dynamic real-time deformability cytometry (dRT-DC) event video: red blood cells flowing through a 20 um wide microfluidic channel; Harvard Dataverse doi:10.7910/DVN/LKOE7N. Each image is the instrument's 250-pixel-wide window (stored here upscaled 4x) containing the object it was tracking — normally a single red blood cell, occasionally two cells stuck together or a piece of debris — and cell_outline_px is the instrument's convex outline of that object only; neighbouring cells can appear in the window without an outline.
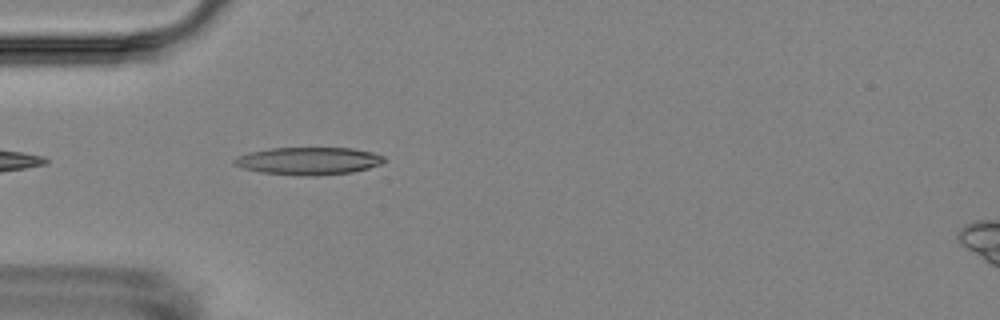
{"species": "Egyptian fruit bat (a non-hibernating species)", "species_latin": "Rousettus aegyptiacus", "temperature_condition": "room temperature", "stored_images_in_passage": 1, "camera_frame_rate_fps": 3000, "um_per_image_px": 0.085, "animal": {"sex": "female"}, "frame": {"image": 1, "passage_image": 1, "time_ms": 0.0, "image_size_px": [1000, 320], "cell_outline_px": [[384, 160], [380, 164], [368, 168], [352, 172], [316, 176], [296, 176], [260, 172], [240, 168], [232, 164], [232, 160], [236, 156], [248, 152], [272, 148], [352, 148], [372, 152], [384, 156]], "centroid_in_image_um": [26.15, 13.69], "position_along_channel_um": 58.8, "area_um2": 24.33}}